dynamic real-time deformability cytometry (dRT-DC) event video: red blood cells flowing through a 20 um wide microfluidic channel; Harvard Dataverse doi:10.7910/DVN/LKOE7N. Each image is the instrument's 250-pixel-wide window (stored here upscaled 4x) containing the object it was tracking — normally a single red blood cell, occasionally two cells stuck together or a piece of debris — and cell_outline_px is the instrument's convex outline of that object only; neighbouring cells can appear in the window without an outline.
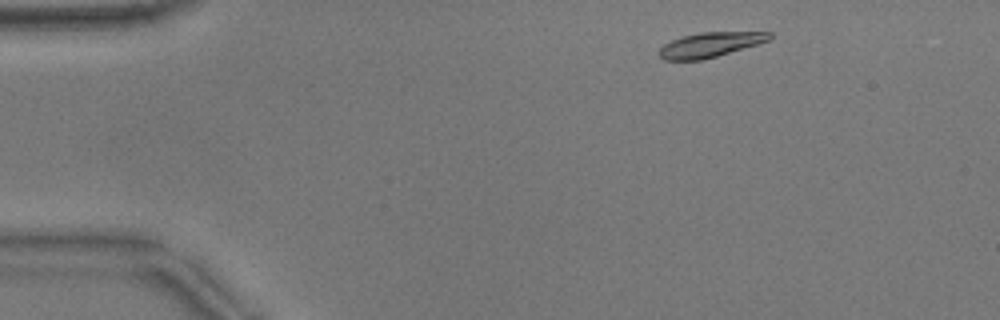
{"species": "common noctule bat (a hibernating species)", "species_latin": "Nyctalus noctula", "temperature_condition": "warm", "stored_images_in_passage": 48, "camera_frame_rate_fps": 3000, "um_per_image_px": 0.085, "animal": {"sex": "male", "body_mass_g": 17.9}, "frame": {"image": 1, "passage_image": 3, "time_ms": 0.667, "image_size_px": [1000, 320], "cell_outline_px": [[772, 36], [768, 40], [756, 44], [716, 56], [700, 60], [664, 60], [660, 56], [660, 48], [664, 44], [672, 40], [684, 36], [700, 32], [772, 32]], "centroid_in_image_um": [60.34, 3.8], "position_along_channel_um": 24.7, "area_um2": 15.55}}
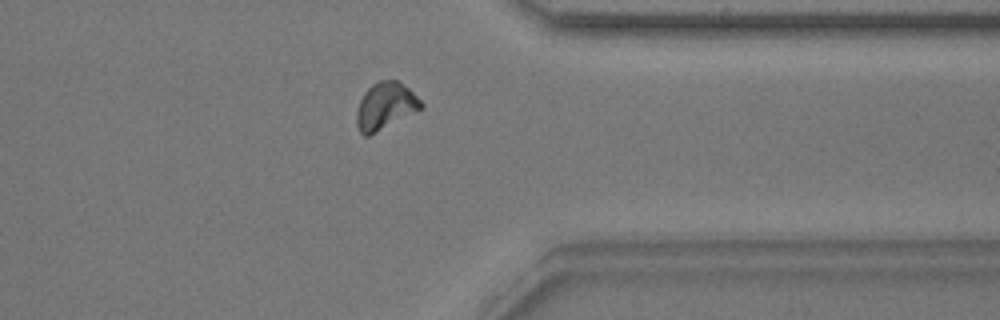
{"frame": {"image": 2, "passage_image": 37, "time_ms": 12.0, "image_size_px": [1000, 320], "cell_outline_px": [[424, 104], [420, 108], [368, 136], [364, 136], [360, 132], [356, 124], [356, 112], [360, 100], [364, 92], [372, 84], [380, 80], [396, 80], [408, 88]], "centroid_in_image_um": [32.7, 8.99], "position_along_channel_um": 378.7, "area_um2": 17.11}}
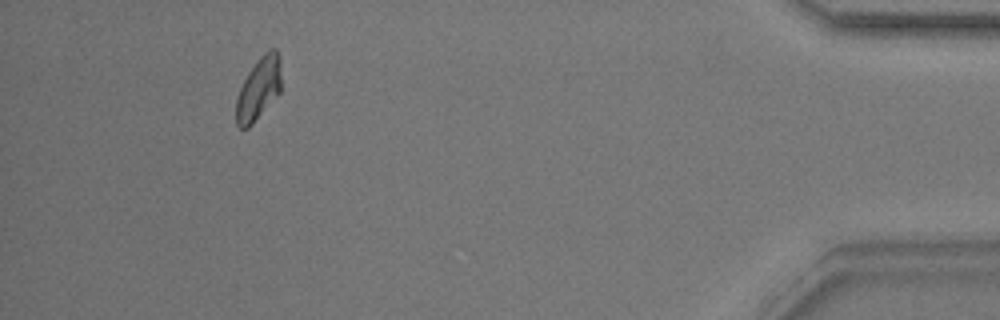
{"frame": {"image": 3, "passage_image": 44, "time_ms": 14.333, "image_size_px": [1000, 320], "cell_outline_px": [[280, 92], [252, 124], [248, 128], [240, 128], [236, 124], [236, 96], [248, 72], [256, 60], [268, 48], [276, 48], [280, 56]], "centroid_in_image_um": [21.98, 7.5], "position_along_channel_um": 413.2, "area_um2": 16.47}, "authors_computed_cell_mechanics": {"area_um2": 16.8776, "velocity_mm_per_s": 3.8325, "shape_relaxation_time_tau1_ms": 4.4481, "shape_relaxation_time_tau2_ms": 1.4226, "deformation_change_tau1": 0.1358, "deformation_change_tau2": 0.0499}}